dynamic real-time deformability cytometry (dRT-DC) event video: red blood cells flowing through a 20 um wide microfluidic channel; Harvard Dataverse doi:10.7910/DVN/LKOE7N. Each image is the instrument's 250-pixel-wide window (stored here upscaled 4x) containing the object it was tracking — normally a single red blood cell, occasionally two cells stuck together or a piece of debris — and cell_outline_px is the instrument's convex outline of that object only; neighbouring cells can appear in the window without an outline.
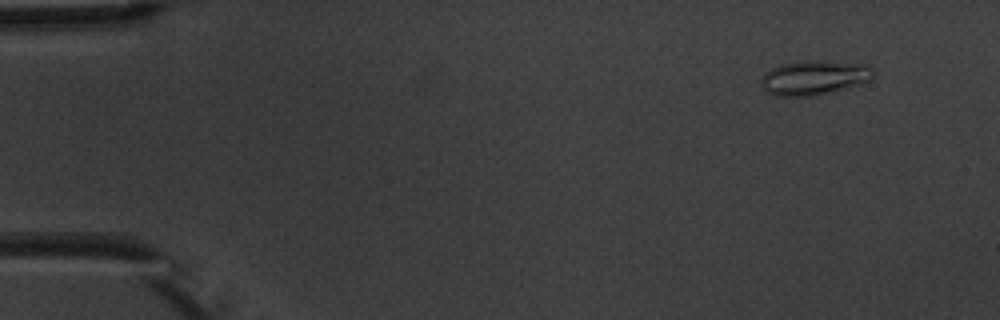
{"species": "common noctule bat (a hibernating species)", "species_latin": "Nyctalus noctula", "temperature_condition": "warm", "stored_images_in_passage": 7, "camera_frame_rate_fps": 3000, "um_per_image_px": 0.085, "animal": {"sex": "male", "body_mass_g": 20.1, "forearm_length_mm": 53.5}, "frame": {"image": 1, "passage_image": 1, "time_ms": 0.0, "image_size_px": [1000, 320], "cell_outline_px": [[876, 72], [868, 80], [860, 84], [812, 96], [776, 96], [768, 92], [760, 84], [760, 80], [764, 72], [780, 64], [808, 60], [868, 64]], "centroid_in_image_um": [69.18, 6.59], "position_along_channel_um": 15.8, "area_um2": 22.43}}
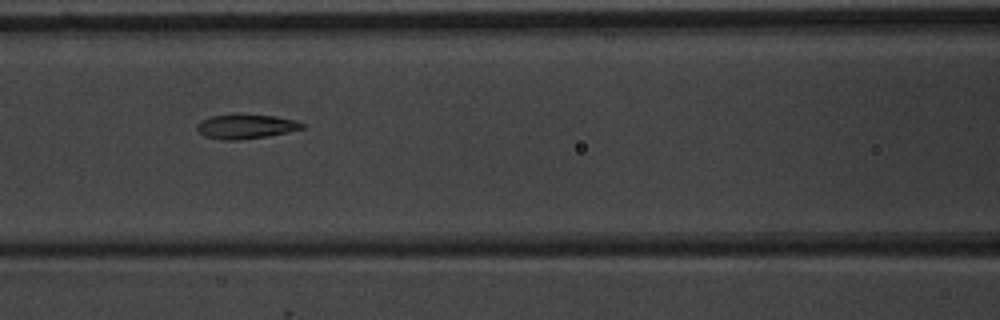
{"frame": {"image": 2, "passage_image": 6, "time_ms": 6.333, "image_size_px": [1000, 320], "cell_outline_px": [[304, 128], [288, 132], [268, 136], [236, 140], [220, 140], [204, 136], [196, 128], [196, 124], [200, 120], [212, 116], [276, 116], [296, 120], [304, 124]], "centroid_in_image_um": [20.89, 10.78], "position_along_channel_um": 145.7, "area_um2": 14.57}}
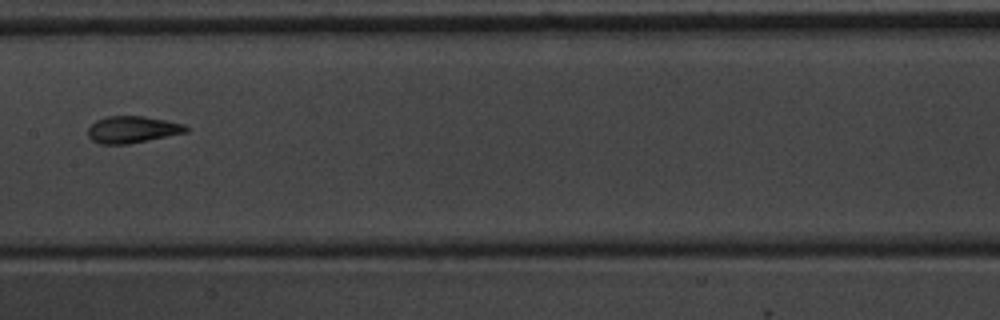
{"frame": {"image": 3, "passage_image": 7, "time_ms": 7.667, "image_size_px": [1000, 320], "cell_outline_px": [[188, 132], [128, 144], [100, 144], [92, 140], [88, 136], [88, 128], [96, 120], [108, 116], [144, 116], [184, 124], [188, 128]], "centroid_in_image_um": [11.24, 11.01], "position_along_channel_um": 196.2, "area_um2": 15.26}}